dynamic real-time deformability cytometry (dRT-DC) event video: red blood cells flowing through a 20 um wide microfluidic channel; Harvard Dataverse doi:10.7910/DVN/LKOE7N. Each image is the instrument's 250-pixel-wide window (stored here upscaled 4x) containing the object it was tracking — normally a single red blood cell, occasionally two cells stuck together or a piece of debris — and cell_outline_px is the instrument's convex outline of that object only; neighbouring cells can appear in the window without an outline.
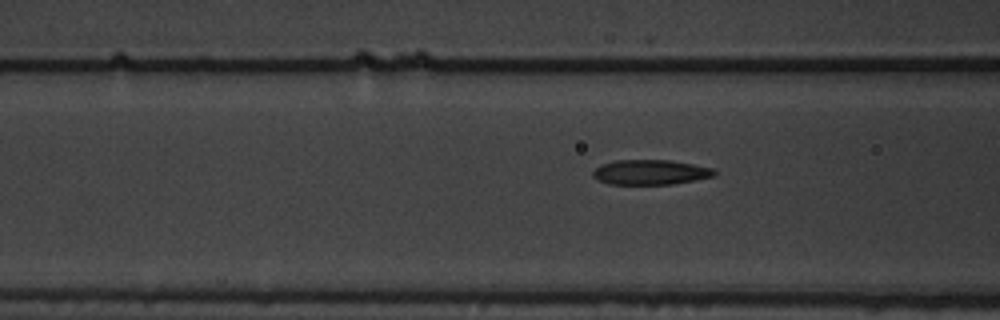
{"species": "common noctule bat (a hibernating species)", "species_latin": "Nyctalus noctula", "temperature_condition": "warm", "stored_images_in_passage": 9, "segment_of_instrument_passage": [2, 2], "camera_frame_rate_fps": 3000, "um_per_image_px": 0.085, "animal": {"sex": "male", "body_mass_g": 19.5, "forearm_length_mm": 54.6}, "frame": {"image": 1, "passage_image": 9, "time_ms": 2.667, "image_size_px": [1000, 320], "cell_outline_px": [[716, 172], [712, 176], [696, 180], [672, 184], [608, 184], [596, 180], [592, 176], [592, 172], [596, 168], [604, 164], [616, 160], [672, 160], [712, 168]], "centroid_in_image_um": [55.25, 14.64], "position_along_channel_um": 111.3, "area_um2": 17.57}}